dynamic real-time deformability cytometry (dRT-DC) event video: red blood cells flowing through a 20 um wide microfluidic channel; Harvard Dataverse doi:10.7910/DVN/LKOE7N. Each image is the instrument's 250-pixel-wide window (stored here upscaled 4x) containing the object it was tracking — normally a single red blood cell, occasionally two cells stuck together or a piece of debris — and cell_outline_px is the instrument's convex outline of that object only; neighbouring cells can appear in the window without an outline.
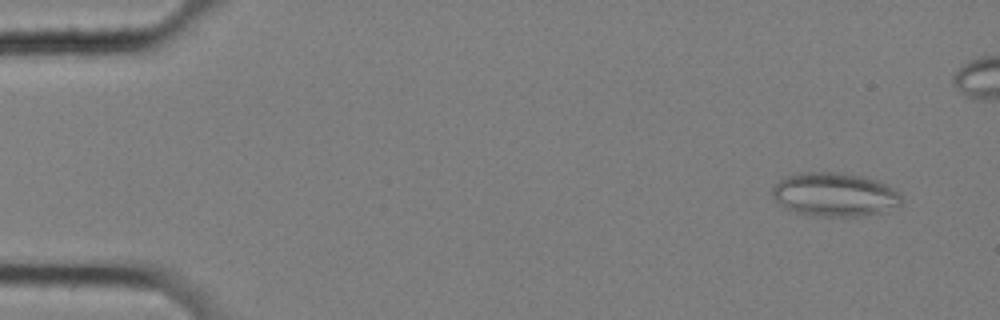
{"species": "common noctule bat (a hibernating species)", "species_latin": "Nyctalus noctula", "temperature_condition": "cold", "stored_images_in_passage": 52, "camera_frame_rate_fps": 3000, "um_per_image_px": 0.085, "animal": {"sex": "female", "body_mass_g": 25.1}, "frame": {"image": 1, "passage_image": 4, "time_ms": 1.0, "image_size_px": [1000, 320], "cell_outline_px": [[904, 196], [900, 204], [864, 216], [812, 216], [796, 212], [780, 204], [772, 196], [772, 188], [780, 180], [788, 176], [800, 172], [840, 172], [880, 180], [900, 192]], "centroid_in_image_um": [70.96, 16.52], "position_along_channel_um": 14.0, "area_um2": 32.83}}
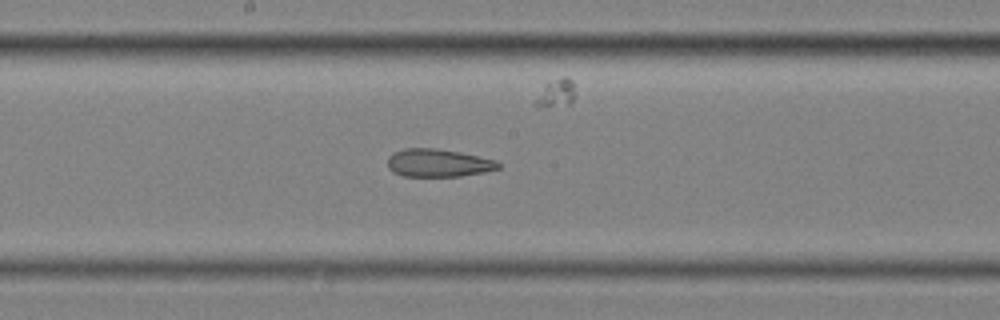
{"frame": {"image": 2, "passage_image": 31, "time_ms": 10.0, "image_size_px": [1000, 320], "cell_outline_px": [[500, 168], [484, 172], [460, 176], [404, 176], [392, 172], [388, 168], [388, 156], [392, 152], [404, 148], [436, 148], [460, 152], [496, 160], [500, 164]], "centroid_in_image_um": [37.22, 13.84], "position_along_channel_um": 211.0, "area_um2": 18.09}}
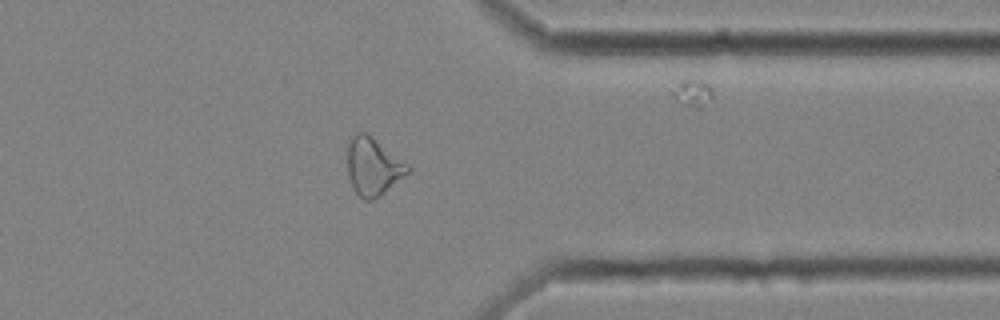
{"frame": {"image": 3, "passage_image": 46, "time_ms": 15.0, "image_size_px": [1000, 320], "cell_outline_px": [[412, 172], [380, 196], [372, 200], [364, 200], [352, 188], [348, 176], [348, 136], [356, 132], [368, 132], [408, 164], [412, 168]], "centroid_in_image_um": [31.73, 14.13], "position_along_channel_um": 379.7, "area_um2": 20.87}}